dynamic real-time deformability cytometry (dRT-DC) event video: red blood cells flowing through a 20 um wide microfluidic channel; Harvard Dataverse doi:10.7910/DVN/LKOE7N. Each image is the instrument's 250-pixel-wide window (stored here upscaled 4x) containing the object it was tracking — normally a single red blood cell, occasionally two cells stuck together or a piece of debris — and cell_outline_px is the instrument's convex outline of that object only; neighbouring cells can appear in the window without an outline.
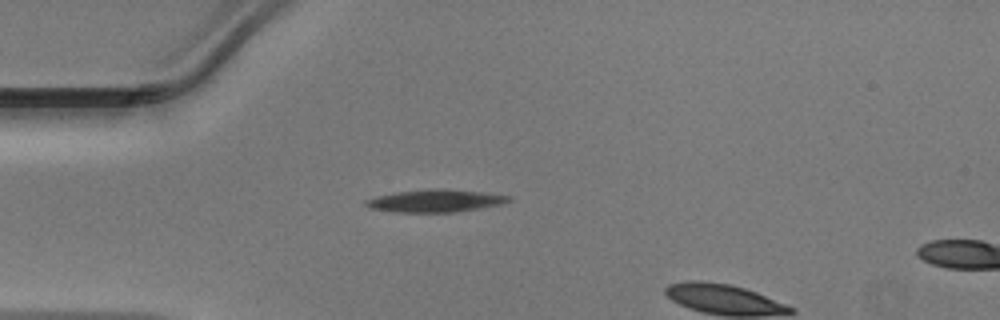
{"species": "Egyptian fruit bat (a non-hibernating species)", "species_latin": "Rousettus aegyptiacus", "temperature_condition": "warm", "stored_images_in_passage": 3, "camera_frame_rate_fps": 3000, "um_per_image_px": 0.085, "animal": {"sex": "male"}, "frame": {"image": 1, "passage_image": 1, "time_ms": 0.0, "image_size_px": [1000, 320], "cell_outline_px": [[512, 200], [500, 204], [480, 208], [456, 212], [396, 212], [372, 208], [364, 204], [364, 200], [376, 196], [396, 192], [432, 188], [444, 188], [484, 192], [512, 196]], "centroid_in_image_um": [37.03, 17.05], "position_along_channel_um": 48.0, "area_um2": 18.84}}